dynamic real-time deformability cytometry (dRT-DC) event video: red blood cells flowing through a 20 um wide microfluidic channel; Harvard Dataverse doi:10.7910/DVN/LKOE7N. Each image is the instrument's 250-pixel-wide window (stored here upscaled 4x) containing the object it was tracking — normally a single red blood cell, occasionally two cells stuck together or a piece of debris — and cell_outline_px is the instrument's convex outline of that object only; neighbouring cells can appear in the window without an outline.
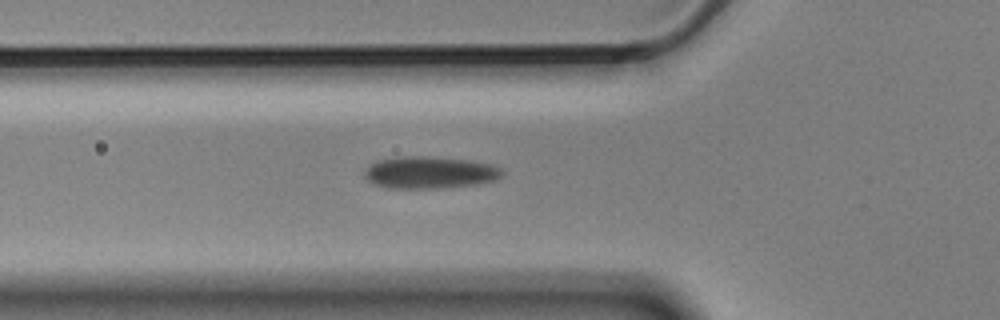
{"species": "Egyptian fruit bat (a non-hibernating species)", "species_latin": "Rousettus aegyptiacus", "temperature_condition": "cold", "stored_images_in_passage": 5, "camera_frame_rate_fps": 3000, "um_per_image_px": 0.085, "animal": {"sex": "male"}, "frame": {"image": 1, "passage_image": 5, "time_ms": 1.333, "image_size_px": [1000, 320], "cell_outline_px": [[504, 176], [496, 180], [476, 184], [440, 188], [388, 188], [376, 184], [368, 180], [364, 176], [364, 172], [376, 160], [404, 156], [424, 156], [468, 160], [492, 164], [500, 168], [504, 172]], "centroid_in_image_um": [36.57, 14.66], "position_along_channel_um": 89.2, "area_um2": 25.66}}